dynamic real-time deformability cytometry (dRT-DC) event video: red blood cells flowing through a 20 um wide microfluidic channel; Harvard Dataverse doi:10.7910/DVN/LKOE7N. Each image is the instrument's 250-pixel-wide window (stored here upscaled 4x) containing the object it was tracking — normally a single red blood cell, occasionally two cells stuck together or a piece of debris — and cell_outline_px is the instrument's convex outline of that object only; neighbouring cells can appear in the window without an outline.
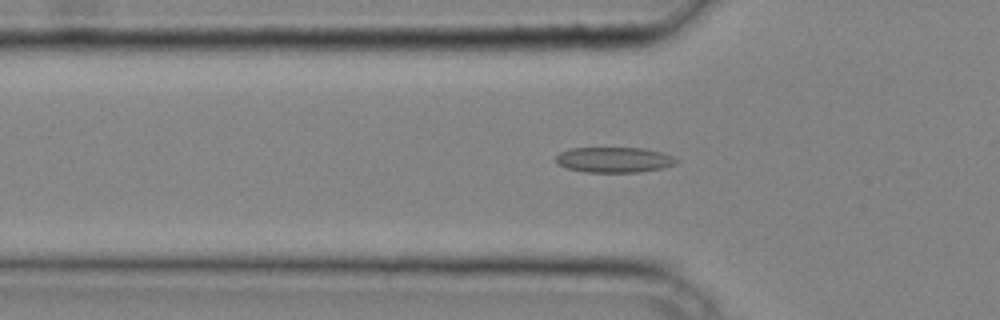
{"species": "common noctule bat (a hibernating species)", "species_latin": "Nyctalus noctula", "temperature_condition": "cold", "stored_images_in_passage": 34, "camera_frame_rate_fps": 3000, "um_per_image_px": 0.085, "animal": {"sex": "male", "body_mass_g": 20.4}, "frame": {"image": 1, "passage_image": 14, "time_ms": 4.333, "image_size_px": [1000, 320], "cell_outline_px": [[680, 160], [676, 164], [660, 168], [640, 172], [584, 172], [568, 168], [560, 164], [556, 160], [556, 156], [560, 152], [572, 148], [644, 148], [660, 152], [672, 156]], "centroid_in_image_um": [52.22, 13.58], "position_along_channel_um": 73.6, "area_um2": 17.69}}
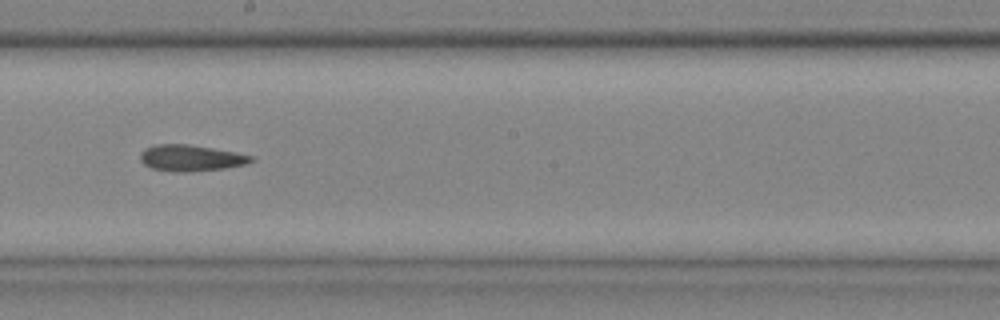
{"frame": {"image": 2, "passage_image": 24, "time_ms": 7.667, "image_size_px": [1000, 320], "cell_outline_px": [[256, 160], [244, 164], [224, 168], [192, 172], [172, 172], [152, 168], [144, 164], [140, 160], [140, 152], [144, 148], [156, 144], [188, 144], [236, 152], [252, 156]], "centroid_in_image_um": [16.19, 13.43], "position_along_channel_um": 232.0, "area_um2": 17.05}}
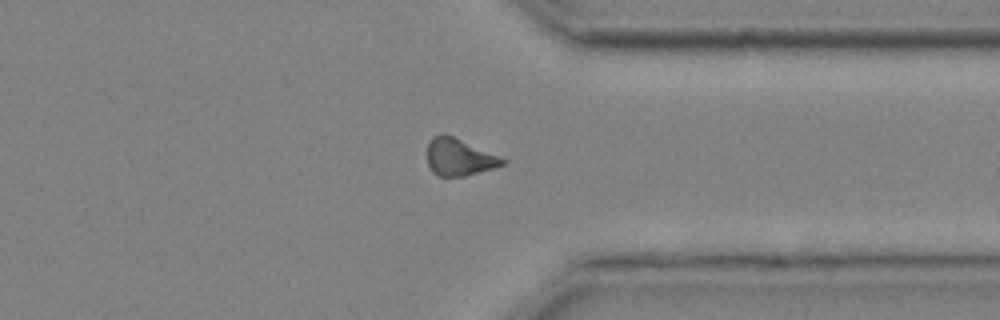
{"frame": {"image": 3, "passage_image": 33, "time_ms": 10.667, "image_size_px": [1000, 320], "cell_outline_px": [[508, 160], [504, 164], [492, 168], [464, 176], [440, 176], [432, 172], [428, 164], [428, 144], [432, 136], [440, 132], [444, 132]], "centroid_in_image_um": [39.0, 13.33], "position_along_channel_um": 372.4, "area_um2": 16.18}}